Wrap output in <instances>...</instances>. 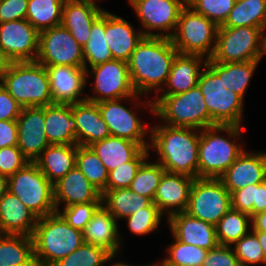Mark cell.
<instances>
[{
  "label": "cell",
  "instance_id": "6da1fadb",
  "mask_svg": "<svg viewBox=\"0 0 266 266\" xmlns=\"http://www.w3.org/2000/svg\"><path fill=\"white\" fill-rule=\"evenodd\" d=\"M150 130L149 150L156 151L158 157L154 161L166 172L198 178L200 130L162 123L151 126Z\"/></svg>",
  "mask_w": 266,
  "mask_h": 266
},
{
  "label": "cell",
  "instance_id": "7a4b0ae2",
  "mask_svg": "<svg viewBox=\"0 0 266 266\" xmlns=\"http://www.w3.org/2000/svg\"><path fill=\"white\" fill-rule=\"evenodd\" d=\"M178 54L170 38L144 37L128 61L132 86L137 94L157 95L165 86Z\"/></svg>",
  "mask_w": 266,
  "mask_h": 266
},
{
  "label": "cell",
  "instance_id": "3957f363",
  "mask_svg": "<svg viewBox=\"0 0 266 266\" xmlns=\"http://www.w3.org/2000/svg\"><path fill=\"white\" fill-rule=\"evenodd\" d=\"M246 128L237 125H214L200 130L198 178H220L243 153V144L236 143ZM220 132L227 133V137ZM235 140V141H234Z\"/></svg>",
  "mask_w": 266,
  "mask_h": 266
},
{
  "label": "cell",
  "instance_id": "277c9868",
  "mask_svg": "<svg viewBox=\"0 0 266 266\" xmlns=\"http://www.w3.org/2000/svg\"><path fill=\"white\" fill-rule=\"evenodd\" d=\"M32 240L37 266H52L84 243L83 231L70 226L58 212L38 218Z\"/></svg>",
  "mask_w": 266,
  "mask_h": 266
},
{
  "label": "cell",
  "instance_id": "5b68a950",
  "mask_svg": "<svg viewBox=\"0 0 266 266\" xmlns=\"http://www.w3.org/2000/svg\"><path fill=\"white\" fill-rule=\"evenodd\" d=\"M0 83L22 107L54 103L46 67L36 61L10 62Z\"/></svg>",
  "mask_w": 266,
  "mask_h": 266
},
{
  "label": "cell",
  "instance_id": "8992f818",
  "mask_svg": "<svg viewBox=\"0 0 266 266\" xmlns=\"http://www.w3.org/2000/svg\"><path fill=\"white\" fill-rule=\"evenodd\" d=\"M154 116L173 127L205 129L211 127V116L198 86L175 95L154 96Z\"/></svg>",
  "mask_w": 266,
  "mask_h": 266
},
{
  "label": "cell",
  "instance_id": "52a82bcc",
  "mask_svg": "<svg viewBox=\"0 0 266 266\" xmlns=\"http://www.w3.org/2000/svg\"><path fill=\"white\" fill-rule=\"evenodd\" d=\"M218 25L186 5L170 38L179 54L210 59L215 51Z\"/></svg>",
  "mask_w": 266,
  "mask_h": 266
},
{
  "label": "cell",
  "instance_id": "ba28073f",
  "mask_svg": "<svg viewBox=\"0 0 266 266\" xmlns=\"http://www.w3.org/2000/svg\"><path fill=\"white\" fill-rule=\"evenodd\" d=\"M8 191L38 218L56 212L53 184L34 162L8 177Z\"/></svg>",
  "mask_w": 266,
  "mask_h": 266
},
{
  "label": "cell",
  "instance_id": "9c48e42d",
  "mask_svg": "<svg viewBox=\"0 0 266 266\" xmlns=\"http://www.w3.org/2000/svg\"><path fill=\"white\" fill-rule=\"evenodd\" d=\"M265 31L256 27H218L211 59L219 63L261 60L265 55Z\"/></svg>",
  "mask_w": 266,
  "mask_h": 266
},
{
  "label": "cell",
  "instance_id": "30bf717a",
  "mask_svg": "<svg viewBox=\"0 0 266 266\" xmlns=\"http://www.w3.org/2000/svg\"><path fill=\"white\" fill-rule=\"evenodd\" d=\"M204 96L211 126H242L244 104L243 99L230 91L222 83V79L206 64L199 76L198 85Z\"/></svg>",
  "mask_w": 266,
  "mask_h": 266
},
{
  "label": "cell",
  "instance_id": "8fae6325",
  "mask_svg": "<svg viewBox=\"0 0 266 266\" xmlns=\"http://www.w3.org/2000/svg\"><path fill=\"white\" fill-rule=\"evenodd\" d=\"M140 96V94H136L124 99L104 100L97 104L111 136L126 138L139 143L143 148H149L150 138H146L147 133H151V130H148V127H146L149 124L143 123L132 110L133 107L144 106L148 111H151L150 113L154 114V103L151 99H148L146 103L141 105ZM122 101H130L133 105L131 106L132 110L121 104Z\"/></svg>",
  "mask_w": 266,
  "mask_h": 266
},
{
  "label": "cell",
  "instance_id": "7c38bea8",
  "mask_svg": "<svg viewBox=\"0 0 266 266\" xmlns=\"http://www.w3.org/2000/svg\"><path fill=\"white\" fill-rule=\"evenodd\" d=\"M231 208V194L219 178L194 179L186 213L216 226Z\"/></svg>",
  "mask_w": 266,
  "mask_h": 266
},
{
  "label": "cell",
  "instance_id": "4fadbf2b",
  "mask_svg": "<svg viewBox=\"0 0 266 266\" xmlns=\"http://www.w3.org/2000/svg\"><path fill=\"white\" fill-rule=\"evenodd\" d=\"M128 3L141 22L145 37L171 38L187 0H128Z\"/></svg>",
  "mask_w": 266,
  "mask_h": 266
},
{
  "label": "cell",
  "instance_id": "5bb4252c",
  "mask_svg": "<svg viewBox=\"0 0 266 266\" xmlns=\"http://www.w3.org/2000/svg\"><path fill=\"white\" fill-rule=\"evenodd\" d=\"M36 62L45 67H84L83 48L64 26H54L39 32Z\"/></svg>",
  "mask_w": 266,
  "mask_h": 266
},
{
  "label": "cell",
  "instance_id": "9a60e30c",
  "mask_svg": "<svg viewBox=\"0 0 266 266\" xmlns=\"http://www.w3.org/2000/svg\"><path fill=\"white\" fill-rule=\"evenodd\" d=\"M89 73L95 80L93 84L95 95L85 96L87 101L98 103L104 100L124 99L137 94L130 80L128 62L113 59L87 69L86 79L92 77Z\"/></svg>",
  "mask_w": 266,
  "mask_h": 266
},
{
  "label": "cell",
  "instance_id": "2e32d148",
  "mask_svg": "<svg viewBox=\"0 0 266 266\" xmlns=\"http://www.w3.org/2000/svg\"><path fill=\"white\" fill-rule=\"evenodd\" d=\"M39 32L26 19L0 23V51L11 62L36 61Z\"/></svg>",
  "mask_w": 266,
  "mask_h": 266
},
{
  "label": "cell",
  "instance_id": "e0dca14e",
  "mask_svg": "<svg viewBox=\"0 0 266 266\" xmlns=\"http://www.w3.org/2000/svg\"><path fill=\"white\" fill-rule=\"evenodd\" d=\"M16 122L17 147L29 162H34L50 145L44 131L45 107H23Z\"/></svg>",
  "mask_w": 266,
  "mask_h": 266
},
{
  "label": "cell",
  "instance_id": "ac0fdd59",
  "mask_svg": "<svg viewBox=\"0 0 266 266\" xmlns=\"http://www.w3.org/2000/svg\"><path fill=\"white\" fill-rule=\"evenodd\" d=\"M230 194L247 185L266 180V152H248L246 149L219 178Z\"/></svg>",
  "mask_w": 266,
  "mask_h": 266
},
{
  "label": "cell",
  "instance_id": "d6986e66",
  "mask_svg": "<svg viewBox=\"0 0 266 266\" xmlns=\"http://www.w3.org/2000/svg\"><path fill=\"white\" fill-rule=\"evenodd\" d=\"M194 178L177 173L164 172L153 203L168 219L171 215L184 212L189 202L190 189Z\"/></svg>",
  "mask_w": 266,
  "mask_h": 266
},
{
  "label": "cell",
  "instance_id": "ffe728a7",
  "mask_svg": "<svg viewBox=\"0 0 266 266\" xmlns=\"http://www.w3.org/2000/svg\"><path fill=\"white\" fill-rule=\"evenodd\" d=\"M46 70L54 103H76L86 100V97L81 96L85 94L83 90L87 85L84 67L47 66Z\"/></svg>",
  "mask_w": 266,
  "mask_h": 266
},
{
  "label": "cell",
  "instance_id": "44dd1931",
  "mask_svg": "<svg viewBox=\"0 0 266 266\" xmlns=\"http://www.w3.org/2000/svg\"><path fill=\"white\" fill-rule=\"evenodd\" d=\"M172 236L182 243L195 245L207 250L218 245L216 227L203 220L179 212L167 219Z\"/></svg>",
  "mask_w": 266,
  "mask_h": 266
},
{
  "label": "cell",
  "instance_id": "7402d4cb",
  "mask_svg": "<svg viewBox=\"0 0 266 266\" xmlns=\"http://www.w3.org/2000/svg\"><path fill=\"white\" fill-rule=\"evenodd\" d=\"M104 9L92 0H65L61 25L64 26L83 48L89 40L93 23Z\"/></svg>",
  "mask_w": 266,
  "mask_h": 266
},
{
  "label": "cell",
  "instance_id": "603a6c76",
  "mask_svg": "<svg viewBox=\"0 0 266 266\" xmlns=\"http://www.w3.org/2000/svg\"><path fill=\"white\" fill-rule=\"evenodd\" d=\"M54 204L56 212L74 204L102 202V195L83 173L75 166L54 185Z\"/></svg>",
  "mask_w": 266,
  "mask_h": 266
},
{
  "label": "cell",
  "instance_id": "cb8c5ba5",
  "mask_svg": "<svg viewBox=\"0 0 266 266\" xmlns=\"http://www.w3.org/2000/svg\"><path fill=\"white\" fill-rule=\"evenodd\" d=\"M125 18L105 10V39L113 59L128 62L137 45L144 38Z\"/></svg>",
  "mask_w": 266,
  "mask_h": 266
},
{
  "label": "cell",
  "instance_id": "d4e9b609",
  "mask_svg": "<svg viewBox=\"0 0 266 266\" xmlns=\"http://www.w3.org/2000/svg\"><path fill=\"white\" fill-rule=\"evenodd\" d=\"M72 115L77 124V145L90 146L111 136L97 103L87 100L72 103Z\"/></svg>",
  "mask_w": 266,
  "mask_h": 266
},
{
  "label": "cell",
  "instance_id": "484cf974",
  "mask_svg": "<svg viewBox=\"0 0 266 266\" xmlns=\"http://www.w3.org/2000/svg\"><path fill=\"white\" fill-rule=\"evenodd\" d=\"M206 64L207 59L202 56L178 53L171 65L165 86L156 96L175 95L196 87L203 70L201 67Z\"/></svg>",
  "mask_w": 266,
  "mask_h": 266
},
{
  "label": "cell",
  "instance_id": "4316f807",
  "mask_svg": "<svg viewBox=\"0 0 266 266\" xmlns=\"http://www.w3.org/2000/svg\"><path fill=\"white\" fill-rule=\"evenodd\" d=\"M117 220L101 205L83 230L84 243L104 248L111 255L118 254L122 242Z\"/></svg>",
  "mask_w": 266,
  "mask_h": 266
},
{
  "label": "cell",
  "instance_id": "83f0119b",
  "mask_svg": "<svg viewBox=\"0 0 266 266\" xmlns=\"http://www.w3.org/2000/svg\"><path fill=\"white\" fill-rule=\"evenodd\" d=\"M38 217L7 191L0 198V233L32 236Z\"/></svg>",
  "mask_w": 266,
  "mask_h": 266
},
{
  "label": "cell",
  "instance_id": "f1b7e54d",
  "mask_svg": "<svg viewBox=\"0 0 266 266\" xmlns=\"http://www.w3.org/2000/svg\"><path fill=\"white\" fill-rule=\"evenodd\" d=\"M76 128L72 103H53L45 106L44 131L49 144L77 145Z\"/></svg>",
  "mask_w": 266,
  "mask_h": 266
},
{
  "label": "cell",
  "instance_id": "f546056e",
  "mask_svg": "<svg viewBox=\"0 0 266 266\" xmlns=\"http://www.w3.org/2000/svg\"><path fill=\"white\" fill-rule=\"evenodd\" d=\"M77 145L50 144L34 161L54 185L76 166Z\"/></svg>",
  "mask_w": 266,
  "mask_h": 266
},
{
  "label": "cell",
  "instance_id": "4dcf8cb0",
  "mask_svg": "<svg viewBox=\"0 0 266 266\" xmlns=\"http://www.w3.org/2000/svg\"><path fill=\"white\" fill-rule=\"evenodd\" d=\"M108 172L131 161L143 147L131 140L109 136L90 145Z\"/></svg>",
  "mask_w": 266,
  "mask_h": 266
},
{
  "label": "cell",
  "instance_id": "1f68e13d",
  "mask_svg": "<svg viewBox=\"0 0 266 266\" xmlns=\"http://www.w3.org/2000/svg\"><path fill=\"white\" fill-rule=\"evenodd\" d=\"M260 61L219 63L210 58L207 60V65L222 79L227 89L244 100L251 77Z\"/></svg>",
  "mask_w": 266,
  "mask_h": 266
},
{
  "label": "cell",
  "instance_id": "d6a6232c",
  "mask_svg": "<svg viewBox=\"0 0 266 266\" xmlns=\"http://www.w3.org/2000/svg\"><path fill=\"white\" fill-rule=\"evenodd\" d=\"M0 266H37L32 236L0 234Z\"/></svg>",
  "mask_w": 266,
  "mask_h": 266
},
{
  "label": "cell",
  "instance_id": "836d02e7",
  "mask_svg": "<svg viewBox=\"0 0 266 266\" xmlns=\"http://www.w3.org/2000/svg\"><path fill=\"white\" fill-rule=\"evenodd\" d=\"M102 205L118 221L148 207L152 201L136 194L129 188H119L101 192Z\"/></svg>",
  "mask_w": 266,
  "mask_h": 266
},
{
  "label": "cell",
  "instance_id": "e575fe53",
  "mask_svg": "<svg viewBox=\"0 0 266 266\" xmlns=\"http://www.w3.org/2000/svg\"><path fill=\"white\" fill-rule=\"evenodd\" d=\"M256 27L266 30V0L235 2L225 22L219 27Z\"/></svg>",
  "mask_w": 266,
  "mask_h": 266
},
{
  "label": "cell",
  "instance_id": "d590c367",
  "mask_svg": "<svg viewBox=\"0 0 266 266\" xmlns=\"http://www.w3.org/2000/svg\"><path fill=\"white\" fill-rule=\"evenodd\" d=\"M65 0H28L26 20L41 32L61 25Z\"/></svg>",
  "mask_w": 266,
  "mask_h": 266
},
{
  "label": "cell",
  "instance_id": "8d00e7d4",
  "mask_svg": "<svg viewBox=\"0 0 266 266\" xmlns=\"http://www.w3.org/2000/svg\"><path fill=\"white\" fill-rule=\"evenodd\" d=\"M83 54L86 71L95 65L113 60V55L105 39V10L93 23L89 40L83 47Z\"/></svg>",
  "mask_w": 266,
  "mask_h": 266
},
{
  "label": "cell",
  "instance_id": "74e56055",
  "mask_svg": "<svg viewBox=\"0 0 266 266\" xmlns=\"http://www.w3.org/2000/svg\"><path fill=\"white\" fill-rule=\"evenodd\" d=\"M249 225V214L231 208L215 226L218 244L232 246L252 230Z\"/></svg>",
  "mask_w": 266,
  "mask_h": 266
},
{
  "label": "cell",
  "instance_id": "f35d334b",
  "mask_svg": "<svg viewBox=\"0 0 266 266\" xmlns=\"http://www.w3.org/2000/svg\"><path fill=\"white\" fill-rule=\"evenodd\" d=\"M76 167L97 190L106 188L109 172L90 146L77 145Z\"/></svg>",
  "mask_w": 266,
  "mask_h": 266
},
{
  "label": "cell",
  "instance_id": "ab89813d",
  "mask_svg": "<svg viewBox=\"0 0 266 266\" xmlns=\"http://www.w3.org/2000/svg\"><path fill=\"white\" fill-rule=\"evenodd\" d=\"M118 254L111 255L104 248L83 243L68 256L58 260L52 266H104L116 258Z\"/></svg>",
  "mask_w": 266,
  "mask_h": 266
},
{
  "label": "cell",
  "instance_id": "60d3db41",
  "mask_svg": "<svg viewBox=\"0 0 266 266\" xmlns=\"http://www.w3.org/2000/svg\"><path fill=\"white\" fill-rule=\"evenodd\" d=\"M164 172V168L159 163L155 161L149 162V159H147L138 169L129 189L136 194L149 198L153 202Z\"/></svg>",
  "mask_w": 266,
  "mask_h": 266
},
{
  "label": "cell",
  "instance_id": "b9f144b4",
  "mask_svg": "<svg viewBox=\"0 0 266 266\" xmlns=\"http://www.w3.org/2000/svg\"><path fill=\"white\" fill-rule=\"evenodd\" d=\"M173 241L167 248V257L164 262L174 266H202L206 258L207 249L185 244L173 236Z\"/></svg>",
  "mask_w": 266,
  "mask_h": 266
},
{
  "label": "cell",
  "instance_id": "7bdbcfd3",
  "mask_svg": "<svg viewBox=\"0 0 266 266\" xmlns=\"http://www.w3.org/2000/svg\"><path fill=\"white\" fill-rule=\"evenodd\" d=\"M149 151V148H143L131 161L110 171L106 188L103 191L129 188L138 169L149 158Z\"/></svg>",
  "mask_w": 266,
  "mask_h": 266
},
{
  "label": "cell",
  "instance_id": "ee69618b",
  "mask_svg": "<svg viewBox=\"0 0 266 266\" xmlns=\"http://www.w3.org/2000/svg\"><path fill=\"white\" fill-rule=\"evenodd\" d=\"M163 219V214L159 208L152 202L148 207L131 214L123 219L127 221V227L135 235H146L158 229Z\"/></svg>",
  "mask_w": 266,
  "mask_h": 266
},
{
  "label": "cell",
  "instance_id": "f6af8a7d",
  "mask_svg": "<svg viewBox=\"0 0 266 266\" xmlns=\"http://www.w3.org/2000/svg\"><path fill=\"white\" fill-rule=\"evenodd\" d=\"M240 266L266 265L264 251L257 236L250 231L232 245Z\"/></svg>",
  "mask_w": 266,
  "mask_h": 266
},
{
  "label": "cell",
  "instance_id": "bcb514c9",
  "mask_svg": "<svg viewBox=\"0 0 266 266\" xmlns=\"http://www.w3.org/2000/svg\"><path fill=\"white\" fill-rule=\"evenodd\" d=\"M235 2V0H187V5L220 26L227 19Z\"/></svg>",
  "mask_w": 266,
  "mask_h": 266
},
{
  "label": "cell",
  "instance_id": "7dc6e473",
  "mask_svg": "<svg viewBox=\"0 0 266 266\" xmlns=\"http://www.w3.org/2000/svg\"><path fill=\"white\" fill-rule=\"evenodd\" d=\"M102 202H88L64 207L57 211L73 228L83 231Z\"/></svg>",
  "mask_w": 266,
  "mask_h": 266
},
{
  "label": "cell",
  "instance_id": "c3c4849f",
  "mask_svg": "<svg viewBox=\"0 0 266 266\" xmlns=\"http://www.w3.org/2000/svg\"><path fill=\"white\" fill-rule=\"evenodd\" d=\"M29 161L17 146L0 148V174L7 177L22 169Z\"/></svg>",
  "mask_w": 266,
  "mask_h": 266
},
{
  "label": "cell",
  "instance_id": "681fc988",
  "mask_svg": "<svg viewBox=\"0 0 266 266\" xmlns=\"http://www.w3.org/2000/svg\"><path fill=\"white\" fill-rule=\"evenodd\" d=\"M258 184L247 185L231 193V207L240 212L254 215V203H256Z\"/></svg>",
  "mask_w": 266,
  "mask_h": 266
},
{
  "label": "cell",
  "instance_id": "f907efd6",
  "mask_svg": "<svg viewBox=\"0 0 266 266\" xmlns=\"http://www.w3.org/2000/svg\"><path fill=\"white\" fill-rule=\"evenodd\" d=\"M202 266H240L232 246L220 245L208 250Z\"/></svg>",
  "mask_w": 266,
  "mask_h": 266
},
{
  "label": "cell",
  "instance_id": "816d5d0a",
  "mask_svg": "<svg viewBox=\"0 0 266 266\" xmlns=\"http://www.w3.org/2000/svg\"><path fill=\"white\" fill-rule=\"evenodd\" d=\"M28 0H0V23L26 19Z\"/></svg>",
  "mask_w": 266,
  "mask_h": 266
},
{
  "label": "cell",
  "instance_id": "f5cc1de1",
  "mask_svg": "<svg viewBox=\"0 0 266 266\" xmlns=\"http://www.w3.org/2000/svg\"><path fill=\"white\" fill-rule=\"evenodd\" d=\"M22 108L0 83V120H17Z\"/></svg>",
  "mask_w": 266,
  "mask_h": 266
},
{
  "label": "cell",
  "instance_id": "db71d44e",
  "mask_svg": "<svg viewBox=\"0 0 266 266\" xmlns=\"http://www.w3.org/2000/svg\"><path fill=\"white\" fill-rule=\"evenodd\" d=\"M18 126L16 120H0V148L17 146Z\"/></svg>",
  "mask_w": 266,
  "mask_h": 266
},
{
  "label": "cell",
  "instance_id": "11a10c76",
  "mask_svg": "<svg viewBox=\"0 0 266 266\" xmlns=\"http://www.w3.org/2000/svg\"><path fill=\"white\" fill-rule=\"evenodd\" d=\"M266 211V180L258 184L256 203H254V215Z\"/></svg>",
  "mask_w": 266,
  "mask_h": 266
},
{
  "label": "cell",
  "instance_id": "9f6ffc18",
  "mask_svg": "<svg viewBox=\"0 0 266 266\" xmlns=\"http://www.w3.org/2000/svg\"><path fill=\"white\" fill-rule=\"evenodd\" d=\"M251 231L266 232V211L257 213L251 217Z\"/></svg>",
  "mask_w": 266,
  "mask_h": 266
},
{
  "label": "cell",
  "instance_id": "6f0895ef",
  "mask_svg": "<svg viewBox=\"0 0 266 266\" xmlns=\"http://www.w3.org/2000/svg\"><path fill=\"white\" fill-rule=\"evenodd\" d=\"M10 60L0 51V82L7 71V68L10 64Z\"/></svg>",
  "mask_w": 266,
  "mask_h": 266
},
{
  "label": "cell",
  "instance_id": "680465c9",
  "mask_svg": "<svg viewBox=\"0 0 266 266\" xmlns=\"http://www.w3.org/2000/svg\"><path fill=\"white\" fill-rule=\"evenodd\" d=\"M256 236L259 241V244L264 251L265 254V259H266V232L262 231H252Z\"/></svg>",
  "mask_w": 266,
  "mask_h": 266
},
{
  "label": "cell",
  "instance_id": "91938a15",
  "mask_svg": "<svg viewBox=\"0 0 266 266\" xmlns=\"http://www.w3.org/2000/svg\"><path fill=\"white\" fill-rule=\"evenodd\" d=\"M8 191V177L0 174V198Z\"/></svg>",
  "mask_w": 266,
  "mask_h": 266
},
{
  "label": "cell",
  "instance_id": "94428289",
  "mask_svg": "<svg viewBox=\"0 0 266 266\" xmlns=\"http://www.w3.org/2000/svg\"><path fill=\"white\" fill-rule=\"evenodd\" d=\"M104 266H106V265H104ZM110 266H134V265L125 264L124 262L123 263L122 262H119V263L116 262L115 264H112ZM137 266H139V265H137Z\"/></svg>",
  "mask_w": 266,
  "mask_h": 266
},
{
  "label": "cell",
  "instance_id": "6125c7cd",
  "mask_svg": "<svg viewBox=\"0 0 266 266\" xmlns=\"http://www.w3.org/2000/svg\"><path fill=\"white\" fill-rule=\"evenodd\" d=\"M142 266H163V261H161L160 263H154V264H149V265H142Z\"/></svg>",
  "mask_w": 266,
  "mask_h": 266
},
{
  "label": "cell",
  "instance_id": "be15d7a7",
  "mask_svg": "<svg viewBox=\"0 0 266 266\" xmlns=\"http://www.w3.org/2000/svg\"><path fill=\"white\" fill-rule=\"evenodd\" d=\"M264 42H265V54H266V30H265V35H264Z\"/></svg>",
  "mask_w": 266,
  "mask_h": 266
},
{
  "label": "cell",
  "instance_id": "e7e4bbea",
  "mask_svg": "<svg viewBox=\"0 0 266 266\" xmlns=\"http://www.w3.org/2000/svg\"><path fill=\"white\" fill-rule=\"evenodd\" d=\"M163 266H174V265H168L163 261Z\"/></svg>",
  "mask_w": 266,
  "mask_h": 266
}]
</instances>
